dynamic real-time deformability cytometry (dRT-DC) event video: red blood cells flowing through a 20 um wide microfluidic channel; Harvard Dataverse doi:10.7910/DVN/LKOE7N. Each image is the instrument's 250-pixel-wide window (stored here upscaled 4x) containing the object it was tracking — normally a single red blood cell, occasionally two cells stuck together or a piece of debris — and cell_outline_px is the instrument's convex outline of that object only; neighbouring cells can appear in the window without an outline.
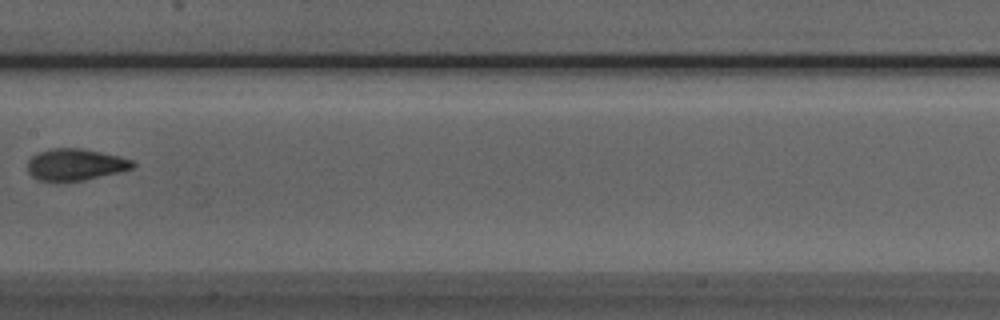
{"species": "Egyptian fruit bat (a non-hibernating species)", "species_latin": "Rousettus aegyptiacus", "temperature_condition": "room temperature", "stored_images_in_passage": 4, "camera_frame_rate_fps": 3000, "um_per_image_px": 0.085, "animal": {"sex": "male"}, "frame": {"image": 1, "passage_image": 4, "time_ms": 3.333, "image_size_px": [1000, 320], "cell_outline_px": [[136, 164], [132, 168], [120, 172], [84, 180], [52, 184], [36, 180], [28, 172], [28, 160], [32, 156], [40, 152], [52, 148], [80, 148], [120, 156], [132, 160]], "centroid_in_image_um": [6.36, 14.03], "position_along_channel_um": 201.0, "area_um2": 19.88}}